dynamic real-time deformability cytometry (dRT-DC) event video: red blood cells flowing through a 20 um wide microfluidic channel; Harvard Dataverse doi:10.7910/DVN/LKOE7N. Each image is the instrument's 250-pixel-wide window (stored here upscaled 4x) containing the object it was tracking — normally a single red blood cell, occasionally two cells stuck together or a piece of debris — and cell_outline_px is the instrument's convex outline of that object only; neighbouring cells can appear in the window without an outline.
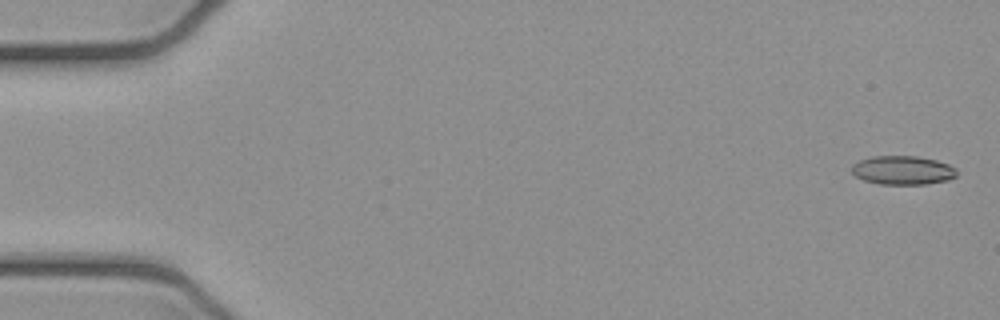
{"species": "common noctule bat (a hibernating species)", "species_latin": "Nyctalus noctula", "temperature_condition": "cold", "stored_images_in_passage": 4, "camera_frame_rate_fps": 3000, "um_per_image_px": 0.085, "animal": {"sex": "female", "body_mass_g": 21.9}, "frame": {"image": 1, "passage_image": 1, "time_ms": 0.0, "image_size_px": [1000, 320], "cell_outline_px": [[956, 176], [948, 180], [924, 184], [880, 184], [864, 180], [856, 176], [852, 172], [852, 164], [860, 160], [872, 156], [916, 156], [936, 160], [948, 164], [956, 168]], "centroid_in_image_um": [76.73, 14.46], "position_along_channel_um": 8.3, "area_um2": 17.57}}
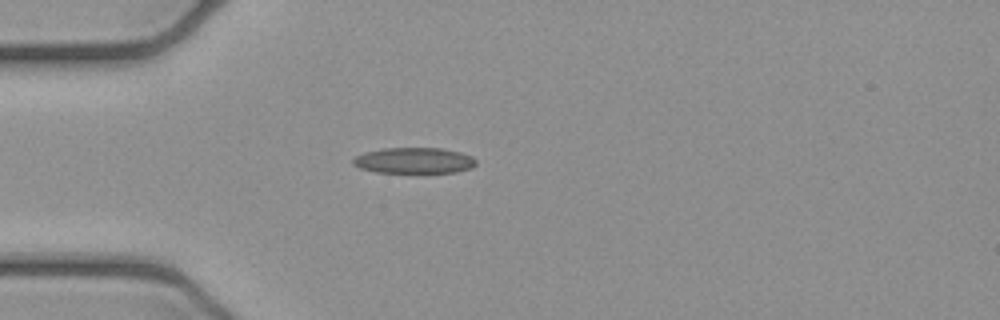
{"frame": {"image": 2, "passage_image": 4, "time_ms": 1.0, "image_size_px": [1000, 320], "cell_outline_px": [[476, 164], [472, 168], [456, 172], [376, 172], [360, 168], [352, 164], [352, 160], [356, 156], [364, 152], [384, 148], [440, 148], [460, 152], [472, 156], [476, 160]], "centroid_in_image_um": [35.2, 13.64], "position_along_channel_um": 49.8, "area_um2": 18.5}}